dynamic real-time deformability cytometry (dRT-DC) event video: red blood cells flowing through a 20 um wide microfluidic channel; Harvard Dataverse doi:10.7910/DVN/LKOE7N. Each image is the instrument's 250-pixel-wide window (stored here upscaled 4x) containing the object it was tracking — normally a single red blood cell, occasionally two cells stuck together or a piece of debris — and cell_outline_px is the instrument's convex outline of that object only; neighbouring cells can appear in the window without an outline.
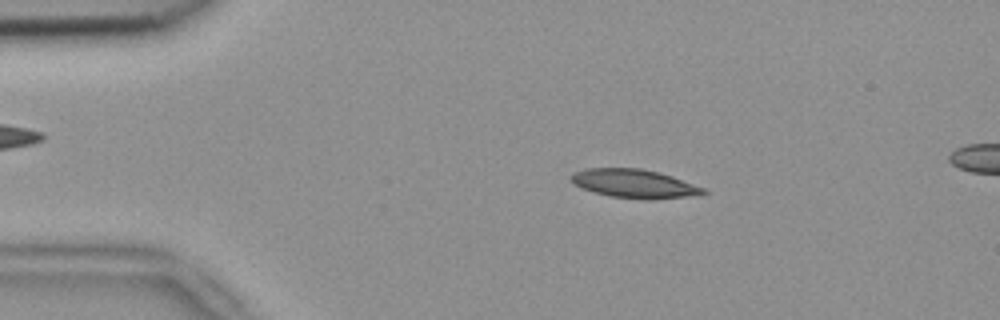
{"species": "common noctule bat (a hibernating species)", "species_latin": "Nyctalus noctula", "temperature_condition": "room temperature", "stored_images_in_passage": 53, "segment_of_instrument_passage": [1, 2], "camera_frame_rate_fps": 3000, "um_per_image_px": 0.085, "animal": {"sex": "female", "body_mass_g": 18.4}, "frame": {"image": 1, "passage_image": 9, "time_ms": 2.667, "image_size_px": [1000, 320], "cell_outline_px": [[708, 192], [700, 196], [652, 200], [648, 200], [612, 196], [580, 188], [572, 180], [572, 172], [584, 168], [640, 168], [660, 172], [708, 188]], "centroid_in_image_um": [54.03, 15.62], "position_along_channel_um": 31.0, "area_um2": 22.48}}
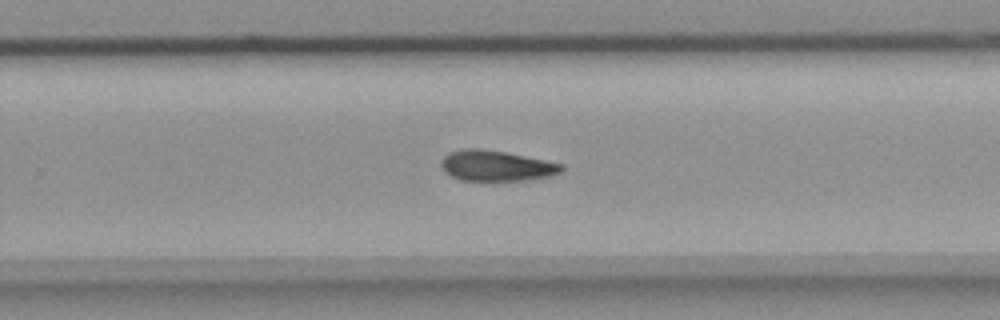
{"frame": {"image": 2, "passage_image": 33, "time_ms": 10.667, "image_size_px": [1000, 320], "cell_outline_px": [[564, 172], [552, 176], [524, 180], [460, 180], [444, 172], [440, 164], [440, 160], [448, 152], [464, 148], [480, 148], [508, 152], [564, 164]], "centroid_in_image_um": [42.2, 14.07], "position_along_channel_um": 287.6, "area_um2": 21.79}}
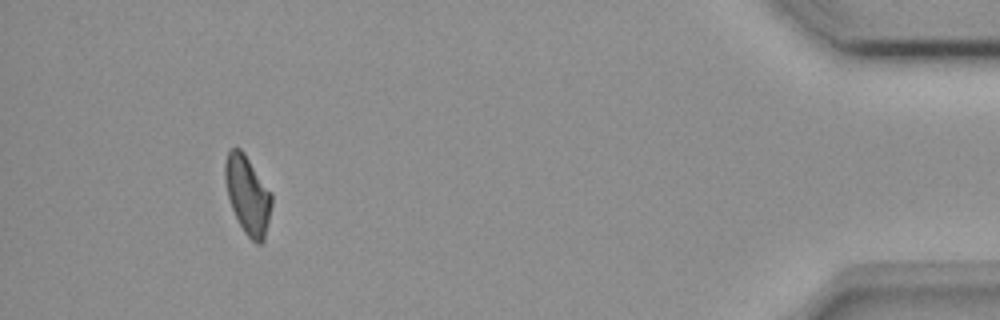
{"frame": {"image": 3, "passage_image": 48, "time_ms": 15.667, "image_size_px": [1000, 320], "cell_outline_px": [[272, 204], [264, 240], [260, 244], [256, 244], [244, 232], [232, 208], [228, 196], [224, 176], [224, 164], [228, 152], [232, 148], [240, 148], [244, 152], [272, 192]], "centroid_in_image_um": [21.06, 16.55], "position_along_channel_um": 414.1, "area_um2": 21.21}}